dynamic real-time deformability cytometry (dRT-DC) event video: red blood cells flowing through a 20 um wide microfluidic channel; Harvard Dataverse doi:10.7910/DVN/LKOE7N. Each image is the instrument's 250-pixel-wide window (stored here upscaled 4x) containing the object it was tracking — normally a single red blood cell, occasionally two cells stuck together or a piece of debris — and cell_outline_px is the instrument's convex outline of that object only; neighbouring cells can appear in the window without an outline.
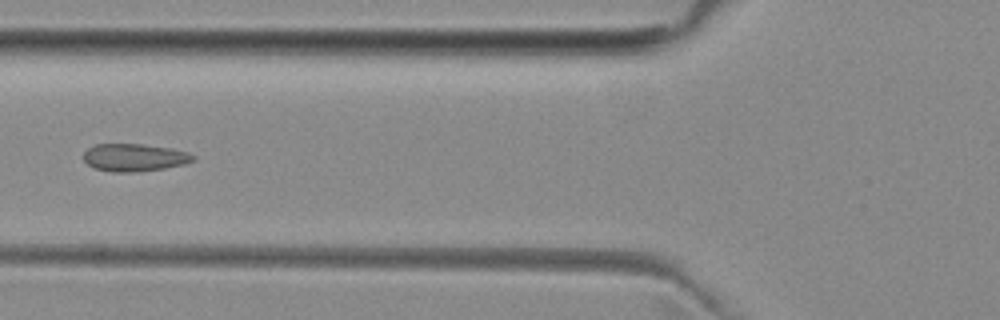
{"species": "common noctule bat (a hibernating species)", "species_latin": "Nyctalus noctula", "temperature_condition": "room temperature", "stored_images_in_passage": 6, "camera_frame_rate_fps": 3000, "um_per_image_px": 0.085, "animal": {"sex": "female", "body_mass_g": 29.2, "forearm_length_mm": 56.3}, "frame": {"image": 1, "passage_image": 5, "time_ms": 5.667, "image_size_px": [1000, 320], "cell_outline_px": [[196, 160], [184, 164], [164, 168], [132, 172], [112, 172], [96, 168], [88, 164], [84, 160], [84, 152], [88, 148], [96, 144], [140, 144], [172, 148], [188, 152], [196, 156]], "centroid_in_image_um": [11.45, 13.38], "position_along_channel_um": 114.3, "area_um2": 17.57}}
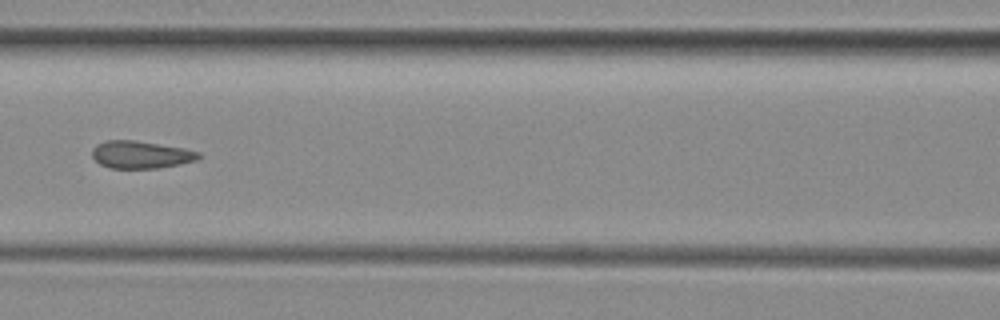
{"frame": {"image": 2, "passage_image": 6, "time_ms": 6.667, "image_size_px": [1000, 320], "cell_outline_px": [[200, 156], [196, 160], [180, 164], [156, 168], [108, 168], [100, 164], [92, 156], [92, 148], [96, 144], [108, 140], [136, 140], [184, 148], [200, 152]], "centroid_in_image_um": [11.95, 13.14], "position_along_channel_um": 154.7, "area_um2": 17.05}}